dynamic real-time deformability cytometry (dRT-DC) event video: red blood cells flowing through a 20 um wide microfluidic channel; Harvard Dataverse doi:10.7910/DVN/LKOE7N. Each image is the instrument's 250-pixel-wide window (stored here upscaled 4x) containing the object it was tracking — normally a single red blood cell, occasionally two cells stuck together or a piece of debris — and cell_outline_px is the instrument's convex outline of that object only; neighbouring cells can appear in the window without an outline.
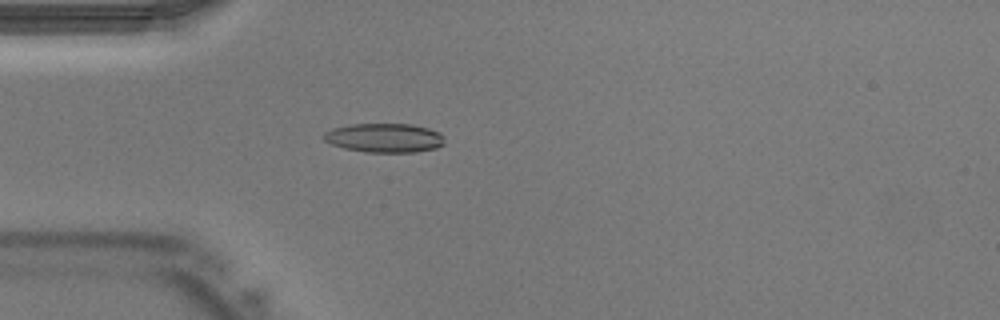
{"species": "Egyptian fruit bat (a non-hibernating species)", "species_latin": "Rousettus aegyptiacus", "temperature_condition": "warm", "stored_images_in_passage": 30, "camera_frame_rate_fps": 3000, "um_per_image_px": 0.085, "animal": {"sex": "male"}, "frame": {"image": 1, "passage_image": 1, "time_ms": 0.0, "image_size_px": [1000, 320], "cell_outline_px": [[444, 144], [436, 148], [416, 152], [364, 152], [344, 148], [332, 144], [324, 140], [324, 132], [332, 128], [352, 124], [412, 124], [428, 128], [440, 132], [444, 136]], "centroid_in_image_um": [32.7, 11.72], "position_along_channel_um": 52.3, "area_um2": 20.58}}
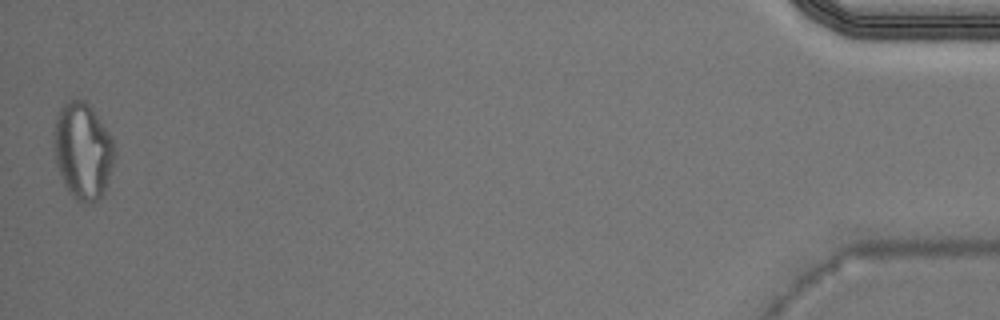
{"frame": {"image": 2, "passage_image": 30, "time_ms": 9.667, "image_size_px": [1000, 320], "cell_outline_px": [[116, 152], [108, 180], [100, 196], [96, 200], [84, 204], [76, 200], [68, 192], [64, 184], [56, 164], [52, 148], [52, 132], [56, 116], [60, 108], [64, 104], [72, 100], [84, 100], [92, 108], [112, 136]], "centroid_in_image_um": [7.01, 12.81], "position_along_channel_um": 428.2, "area_um2": 34.45}}